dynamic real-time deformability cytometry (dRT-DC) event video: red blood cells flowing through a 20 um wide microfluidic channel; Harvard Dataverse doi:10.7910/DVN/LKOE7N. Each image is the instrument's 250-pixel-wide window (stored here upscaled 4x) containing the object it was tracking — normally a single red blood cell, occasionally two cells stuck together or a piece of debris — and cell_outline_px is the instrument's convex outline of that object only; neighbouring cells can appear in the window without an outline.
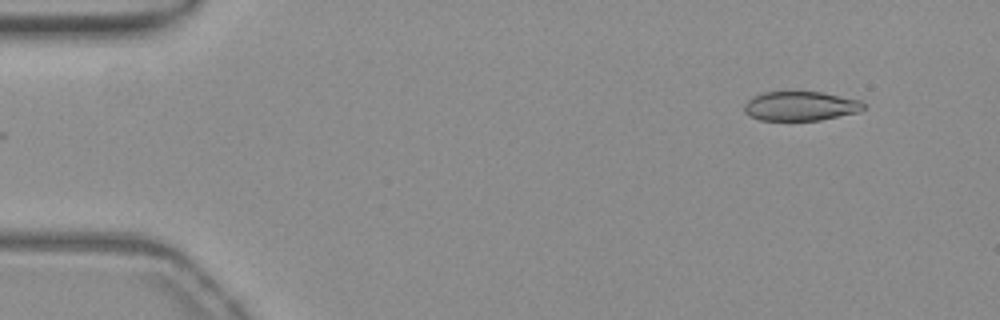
{"species": "common noctule bat (a hibernating species)", "species_latin": "Nyctalus noctula", "temperature_condition": "warm", "stored_images_in_passage": 11, "camera_frame_rate_fps": 3000, "um_per_image_px": 0.085, "animal": {"sex": "female", "body_mass_g": 19.3, "forearm_length_mm": 54.1}, "frame": {"image": 1, "passage_image": 1, "time_ms": 0.0, "image_size_px": [1000, 320], "cell_outline_px": [[868, 104], [860, 112], [820, 120], [760, 120], [744, 112], [744, 104], [752, 96], [764, 92], [820, 92], [860, 100]], "centroid_in_image_um": [68.07, 9.01], "position_along_channel_um": 16.9, "area_um2": 20.4}}